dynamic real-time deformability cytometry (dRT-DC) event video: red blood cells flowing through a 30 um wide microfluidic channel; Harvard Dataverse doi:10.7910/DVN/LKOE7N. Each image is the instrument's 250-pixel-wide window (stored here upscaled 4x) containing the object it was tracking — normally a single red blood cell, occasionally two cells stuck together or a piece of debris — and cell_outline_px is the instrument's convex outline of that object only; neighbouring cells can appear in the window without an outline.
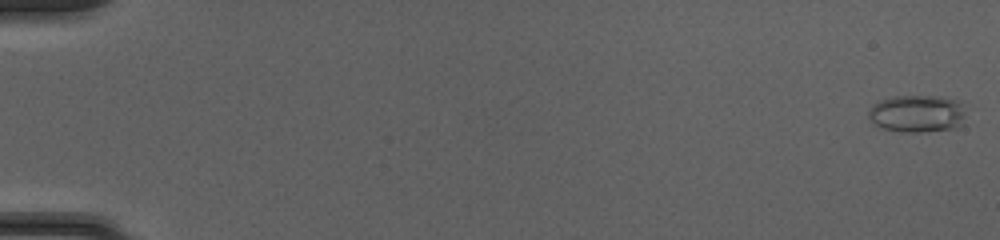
{"species": "common noctule bat (a hibernating species)", "species_latin": "Nyctalus noctula", "temperature_condition": "cold", "stored_images_in_passage": 50, "camera_frame_rate_fps": 3000, "um_per_image_px": 0.085, "animal": {"sex": "female", "body_mass_g": 20.0, "forearm_length_mm": 54.0}, "frame": {"image": 1, "passage_image": 1, "time_ms": 0.0, "image_size_px": [1000, 240], "cell_outline_px": [[964, 116], [960, 124], [956, 128], [920, 132], [904, 132], [884, 128], [876, 124], [868, 116], [868, 112], [880, 100], [892, 96], [936, 96], [956, 100], [960, 104], [964, 112]], "centroid_in_image_um": [77.95, 9.66], "position_along_channel_um": 7.0, "area_um2": 20.75}}
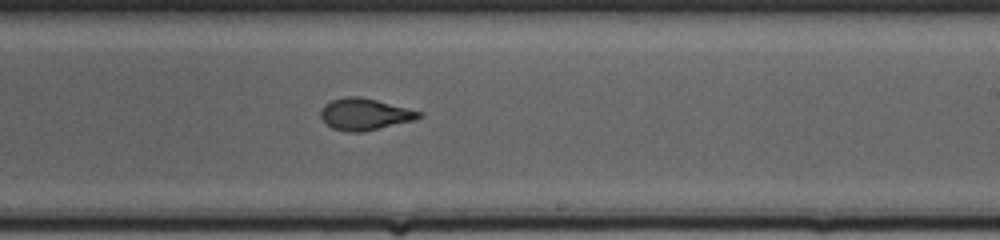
{"frame": {"image": 2, "passage_image": 32, "time_ms": 10.333, "image_size_px": [1000, 240], "cell_outline_px": [[424, 116], [416, 120], [364, 132], [344, 132], [332, 128], [320, 116], [320, 112], [324, 104], [332, 100], [344, 96], [360, 96], [424, 112]], "centroid_in_image_um": [31.04, 9.71], "position_along_channel_um": 258.0, "area_um2": 18.38}}
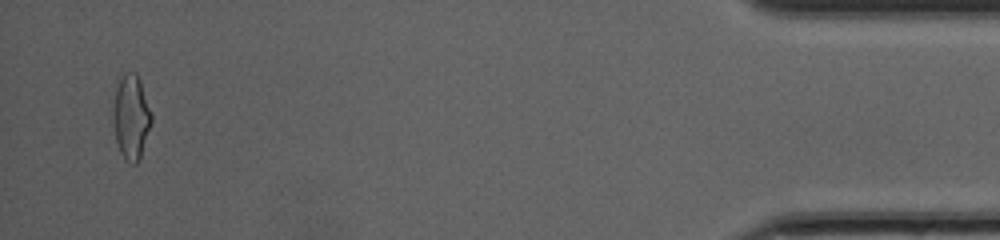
{"frame": {"image": 3, "passage_image": 49, "time_ms": 16.0, "image_size_px": [1000, 240], "cell_outline_px": [[152, 120], [140, 160], [136, 164], [132, 164], [124, 160], [120, 152], [116, 140], [112, 124], [112, 108], [116, 88], [124, 72], [136, 72], [140, 80], [152, 116]], "centroid_in_image_um": [11.12, 9.98], "position_along_channel_um": 424.1, "area_um2": 19.07}, "authors_computed_cell_mechanics": {"area_um2": 18.3804, "velocity_mm_per_s": 4.2457, "shape_relaxation_time_tau1_ms": 9.2683, "shape_relaxation_time_tau2_ms": 0.8993, "deformation_change_tau1": 0.2851, "deformation_change_tau2": 0.0681}}